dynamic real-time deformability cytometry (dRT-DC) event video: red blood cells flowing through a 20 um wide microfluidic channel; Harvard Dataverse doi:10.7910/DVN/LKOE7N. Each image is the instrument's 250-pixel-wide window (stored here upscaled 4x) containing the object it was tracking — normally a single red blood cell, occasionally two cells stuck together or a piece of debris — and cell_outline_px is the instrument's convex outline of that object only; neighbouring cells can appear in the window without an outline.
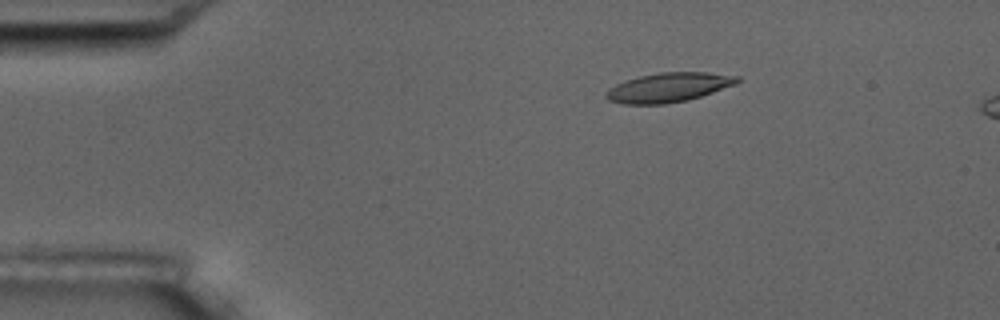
{"species": "common noctule bat (a hibernating species)", "species_latin": "Nyctalus noctula", "temperature_condition": "room temperature", "stored_images_in_passage": 5, "camera_frame_rate_fps": 3000, "um_per_image_px": 0.085, "animal": {"sex": "male", "body_mass_g": 17.5, "forearm_length_mm": 52.3}, "frame": {"image": 1, "passage_image": 3, "time_ms": 2.333, "image_size_px": [1000, 320], "cell_outline_px": [[740, 80], [736, 84], [688, 100], [664, 104], [624, 104], [608, 100], [604, 96], [616, 84], [624, 80], [640, 76], [660, 72], [708, 72], [740, 76]], "centroid_in_image_um": [56.85, 7.42], "position_along_channel_um": 28.2, "area_um2": 22.31}}